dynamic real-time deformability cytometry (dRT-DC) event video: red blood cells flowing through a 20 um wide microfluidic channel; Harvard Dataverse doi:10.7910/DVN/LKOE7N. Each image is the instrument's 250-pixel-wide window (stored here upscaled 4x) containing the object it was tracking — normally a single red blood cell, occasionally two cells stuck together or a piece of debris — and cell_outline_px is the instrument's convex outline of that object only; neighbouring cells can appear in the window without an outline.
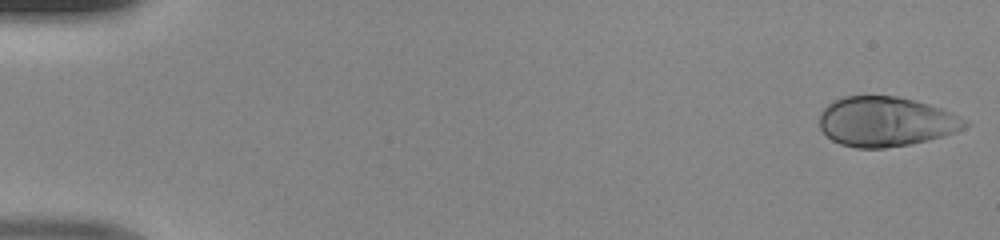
{"species": "human", "species_latin": "Homo sapiens", "temperature_condition": "room temperature", "stored_images_in_passage": 48, "camera_frame_rate_fps": 3000, "um_per_image_px": 0.085, "donor": {"sex": "male"}, "frame": {"image": 1, "passage_image": 1, "time_ms": 0.0, "image_size_px": [1000, 240], "cell_outline_px": [[972, 124], [956, 132], [944, 136], [928, 140], [908, 144], [884, 148], [856, 148], [840, 144], [832, 140], [820, 128], [820, 112], [832, 100], [844, 96], [896, 96], [912, 100], [940, 108], [952, 112], [968, 120]], "centroid_in_image_um": [75.31, 10.34], "position_along_channel_um": 9.7, "area_um2": 42.25}}
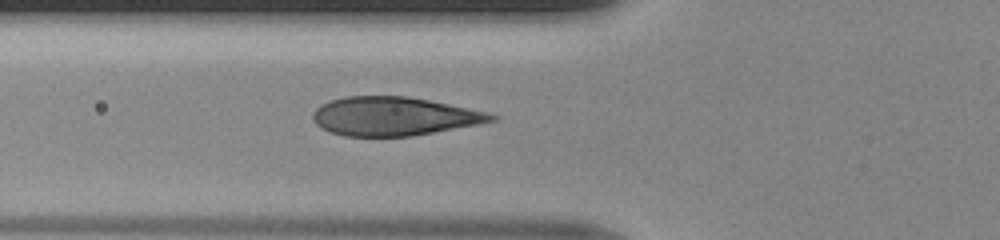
{"frame": {"image": 2, "passage_image": 18, "time_ms": 5.667, "image_size_px": [1000, 240], "cell_outline_px": [[500, 116], [496, 120], [476, 124], [412, 136], [344, 136], [320, 128], [312, 120], [312, 112], [320, 104], [328, 100], [344, 96], [404, 96], [428, 100], [488, 112]], "centroid_in_image_um": [33.42, 9.88], "position_along_channel_um": 92.4, "area_um2": 40.11}}
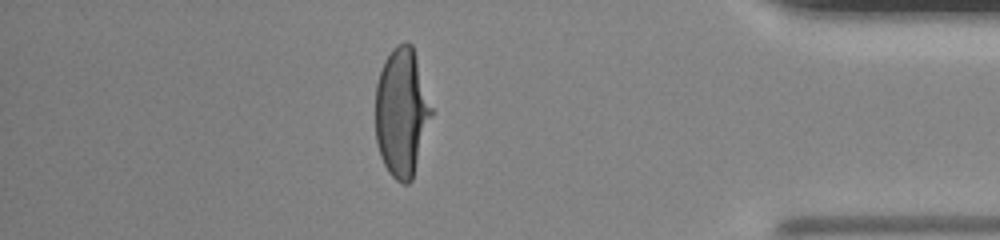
{"frame": {"image": 3, "passage_image": 42, "time_ms": 13.667, "image_size_px": [1000, 240], "cell_outline_px": [[432, 112], [412, 180], [408, 184], [404, 184], [396, 180], [388, 172], [380, 156], [376, 140], [376, 84], [384, 60], [392, 48], [396, 44], [404, 40], [412, 44], [416, 56], [432, 108]], "centroid_in_image_um": [34.12, 9.53], "position_along_channel_um": 401.1, "area_um2": 41.73}}